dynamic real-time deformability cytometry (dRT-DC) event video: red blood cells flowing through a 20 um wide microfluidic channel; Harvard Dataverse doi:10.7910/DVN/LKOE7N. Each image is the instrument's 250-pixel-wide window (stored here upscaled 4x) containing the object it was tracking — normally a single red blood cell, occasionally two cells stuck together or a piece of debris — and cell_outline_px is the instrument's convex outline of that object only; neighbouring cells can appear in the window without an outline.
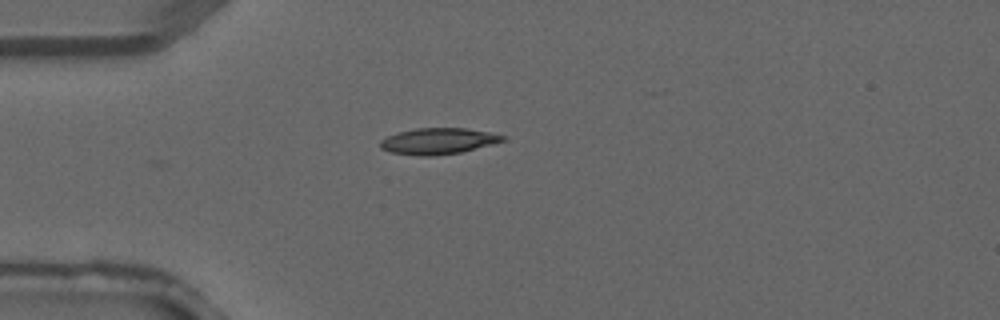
{"species": "common noctule bat (a hibernating species)", "species_latin": "Nyctalus noctula", "temperature_condition": "warm", "stored_images_in_passage": 1, "camera_frame_rate_fps": 3000, "um_per_image_px": 0.085, "animal": {"sex": "male", "forearm_length_mm": 52.5}, "frame": {"image": 1, "passage_image": 1, "time_ms": 0.0, "image_size_px": [1000, 320], "cell_outline_px": [[508, 136], [504, 140], [492, 144], [460, 152], [432, 156], [416, 156], [392, 152], [380, 148], [380, 140], [396, 132], [416, 128], [464, 128], [488, 132]], "centroid_in_image_um": [37.22, 11.99], "position_along_channel_um": 47.8, "area_um2": 18.61}}